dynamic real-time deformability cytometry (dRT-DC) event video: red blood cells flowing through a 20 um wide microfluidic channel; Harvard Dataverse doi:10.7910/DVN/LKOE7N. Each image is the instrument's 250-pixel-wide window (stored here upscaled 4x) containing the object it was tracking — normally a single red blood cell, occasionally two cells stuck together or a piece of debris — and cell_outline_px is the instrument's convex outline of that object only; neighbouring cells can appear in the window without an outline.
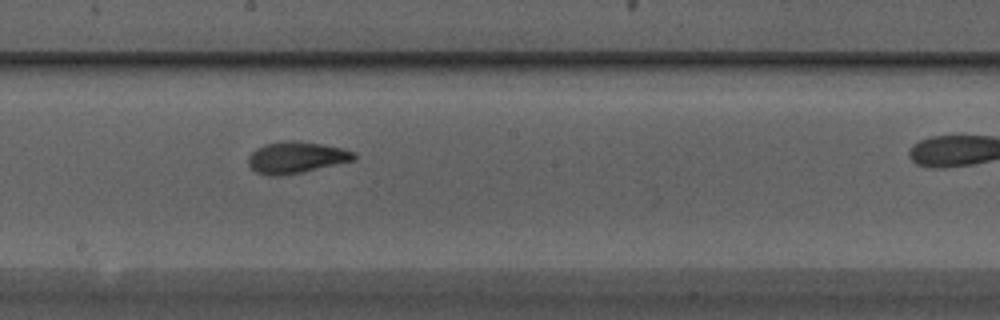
{"species": "Egyptian fruit bat (a non-hibernating species)", "species_latin": "Rousettus aegyptiacus", "temperature_condition": "warm", "stored_images_in_passage": 31, "camera_frame_rate_fps": 3000, "um_per_image_px": 0.085, "animal": {"sex": "male"}, "frame": {"image": 1, "passage_image": 18, "time_ms": 5.667, "image_size_px": [1000, 320], "cell_outline_px": [[356, 160], [300, 172], [280, 176], [268, 176], [256, 172], [248, 164], [248, 156], [256, 148], [264, 144], [284, 140], [296, 140], [344, 148], [356, 152]], "centroid_in_image_um": [25.17, 13.37], "position_along_channel_um": 223.0, "area_um2": 19.54}}